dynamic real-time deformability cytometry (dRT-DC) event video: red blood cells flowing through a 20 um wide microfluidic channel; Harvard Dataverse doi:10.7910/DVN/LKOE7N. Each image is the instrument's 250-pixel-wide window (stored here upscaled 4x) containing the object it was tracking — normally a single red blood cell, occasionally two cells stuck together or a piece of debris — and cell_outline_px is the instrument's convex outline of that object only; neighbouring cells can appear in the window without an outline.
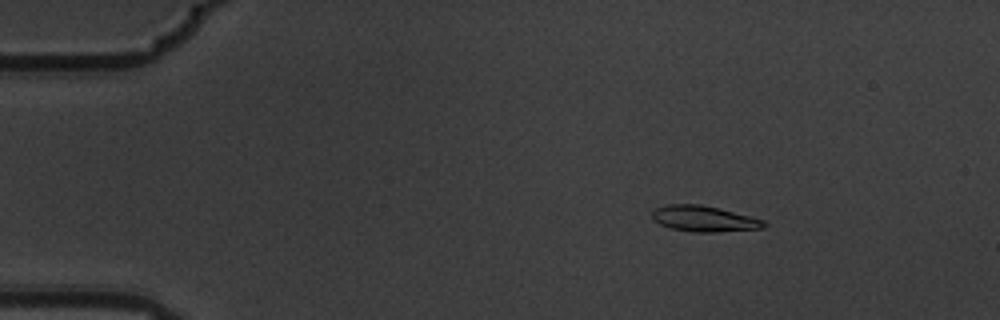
{"species": "common noctule bat (a hibernating species)", "species_latin": "Nyctalus noctula", "temperature_condition": "warm", "stored_images_in_passage": 4, "camera_frame_rate_fps": 3000, "um_per_image_px": 0.085, "animal": {"sex": "male", "body_mass_g": 19.5, "forearm_length_mm": 54.6}, "frame": {"image": 1, "passage_image": 2, "time_ms": 0.333, "image_size_px": [1000, 320], "cell_outline_px": [[768, 224], [764, 228], [716, 232], [692, 232], [668, 228], [652, 220], [652, 208], [668, 204], [700, 204], [752, 216], [764, 220]], "centroid_in_image_um": [59.81, 18.59], "position_along_channel_um": 25.2, "area_um2": 17.11}}